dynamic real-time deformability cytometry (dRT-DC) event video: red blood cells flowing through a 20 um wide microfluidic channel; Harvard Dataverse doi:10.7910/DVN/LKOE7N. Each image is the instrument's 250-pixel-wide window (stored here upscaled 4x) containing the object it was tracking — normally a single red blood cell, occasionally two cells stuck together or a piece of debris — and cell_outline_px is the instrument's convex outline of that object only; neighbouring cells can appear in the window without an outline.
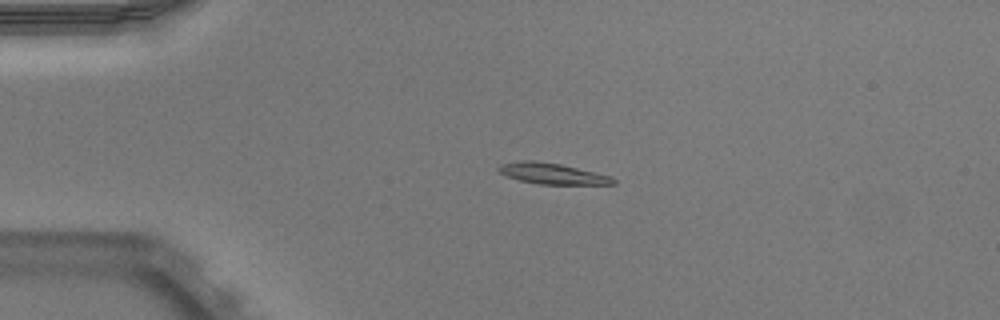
{"species": "Egyptian fruit bat (a non-hibernating species)", "species_latin": "Rousettus aegyptiacus", "temperature_condition": "warm", "stored_images_in_passage": 40, "camera_frame_rate_fps": 3000, "um_per_image_px": 0.085, "animal": {"sex": "male"}, "frame": {"image": 1, "passage_image": 1, "time_ms": 0.0, "image_size_px": [1000, 320], "cell_outline_px": [[616, 184], [540, 184], [520, 180], [508, 176], [500, 172], [496, 168], [500, 164], [524, 160], [532, 160], [560, 164], [612, 176], [616, 180]], "centroid_in_image_um": [46.96, 14.75], "position_along_channel_um": 38.0, "area_um2": 13.81}}
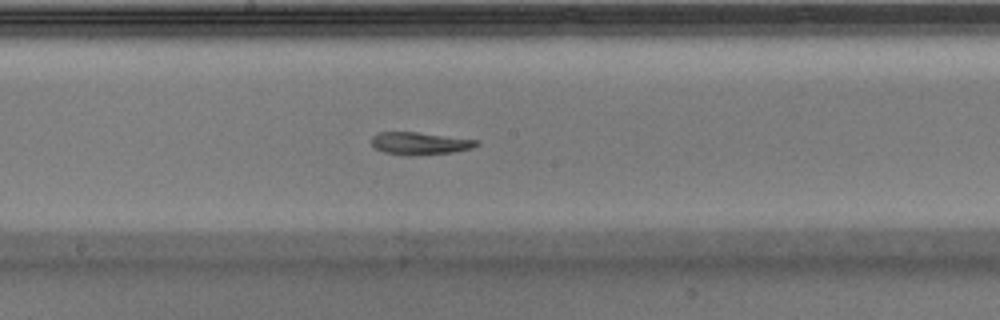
{"frame": {"image": 2, "passage_image": 17, "time_ms": 5.333, "image_size_px": [1000, 320], "cell_outline_px": [[480, 144], [472, 148], [452, 152], [384, 152], [376, 148], [372, 144], [372, 136], [380, 132], [416, 132], [480, 140]], "centroid_in_image_um": [35.75, 12.12], "position_along_channel_um": 212.5, "area_um2": 12.72}}
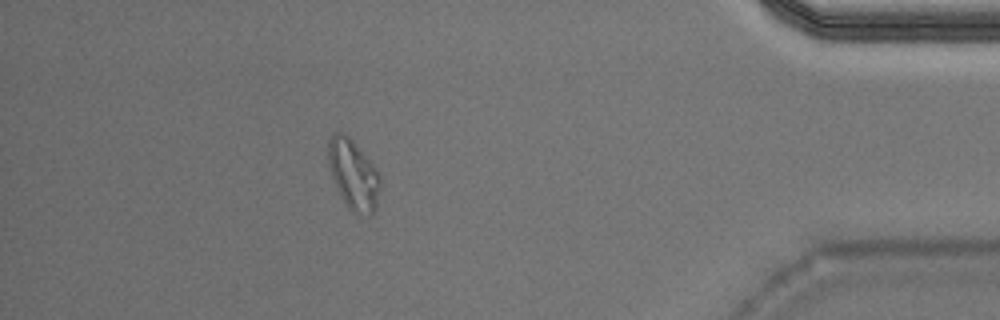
{"frame": {"image": 3, "passage_image": 35, "time_ms": 11.333, "image_size_px": [1000, 320], "cell_outline_px": [[380, 188], [376, 208], [372, 216], [368, 216], [352, 212], [348, 208], [340, 196], [336, 188], [328, 168], [328, 140], [332, 132], [340, 132], [348, 136], [352, 140], [372, 164], [380, 176]], "centroid_in_image_um": [30.01, 14.87], "position_along_channel_um": 405.2, "area_um2": 21.33}}